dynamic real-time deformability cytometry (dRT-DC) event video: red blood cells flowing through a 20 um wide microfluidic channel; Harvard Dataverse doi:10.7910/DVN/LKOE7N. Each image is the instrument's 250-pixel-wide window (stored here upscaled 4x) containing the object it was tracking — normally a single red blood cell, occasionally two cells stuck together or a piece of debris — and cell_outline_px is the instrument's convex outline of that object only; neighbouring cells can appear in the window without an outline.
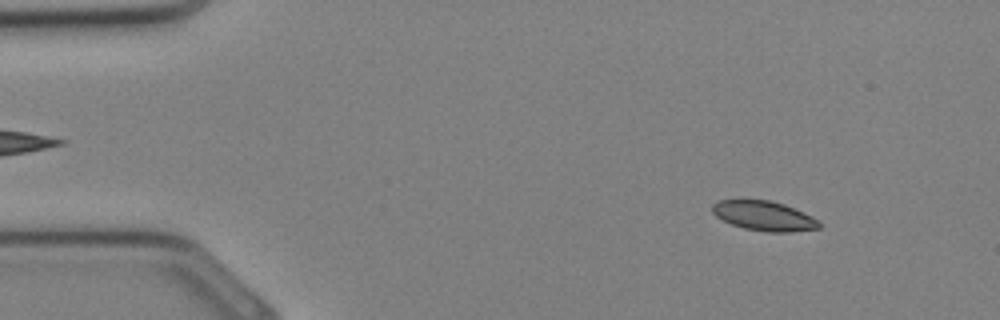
{"species": "Egyptian fruit bat (a non-hibernating species)", "species_latin": "Rousettus aegyptiacus", "temperature_condition": "cold", "stored_images_in_passage": 33, "camera_frame_rate_fps": 3000, "um_per_image_px": 0.085, "animal": {"sex": "female"}, "frame": {"image": 1, "passage_image": 4, "time_ms": 1.0, "image_size_px": [1000, 320], "cell_outline_px": [[820, 228], [788, 232], [764, 232], [744, 228], [732, 224], [716, 216], [712, 212], [712, 204], [716, 200], [768, 200], [784, 204], [804, 212], [820, 220]], "centroid_in_image_um": [64.95, 18.35], "position_along_channel_um": 20.0, "area_um2": 18.5}}
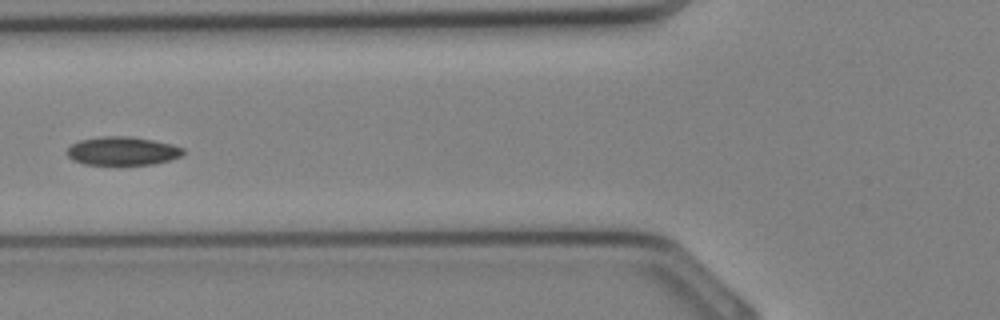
{"frame": {"image": 2, "passage_image": 13, "time_ms": 4.0, "image_size_px": [1000, 320], "cell_outline_px": [[184, 152], [180, 156], [168, 160], [152, 164], [84, 164], [72, 160], [68, 156], [68, 148], [72, 144], [80, 140], [100, 136], [132, 136], [172, 144], [184, 148]], "centroid_in_image_um": [10.4, 12.82], "position_along_channel_um": 115.4, "area_um2": 19.13}}
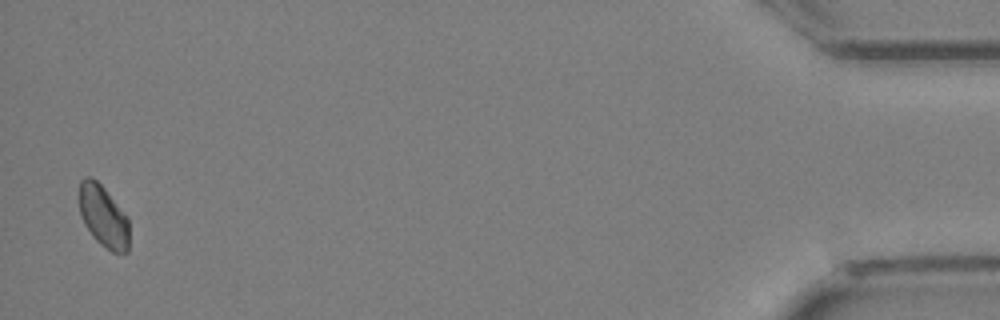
{"frame": {"image": 3, "passage_image": 33, "time_ms": 10.667, "image_size_px": [1000, 320], "cell_outline_px": [[128, 252], [112, 252], [100, 244], [92, 236], [84, 224], [80, 216], [76, 196], [80, 180], [84, 176], [92, 176], [104, 188], [128, 216]], "centroid_in_image_um": [8.72, 18.33], "position_along_channel_um": 426.5, "area_um2": 18.55}}